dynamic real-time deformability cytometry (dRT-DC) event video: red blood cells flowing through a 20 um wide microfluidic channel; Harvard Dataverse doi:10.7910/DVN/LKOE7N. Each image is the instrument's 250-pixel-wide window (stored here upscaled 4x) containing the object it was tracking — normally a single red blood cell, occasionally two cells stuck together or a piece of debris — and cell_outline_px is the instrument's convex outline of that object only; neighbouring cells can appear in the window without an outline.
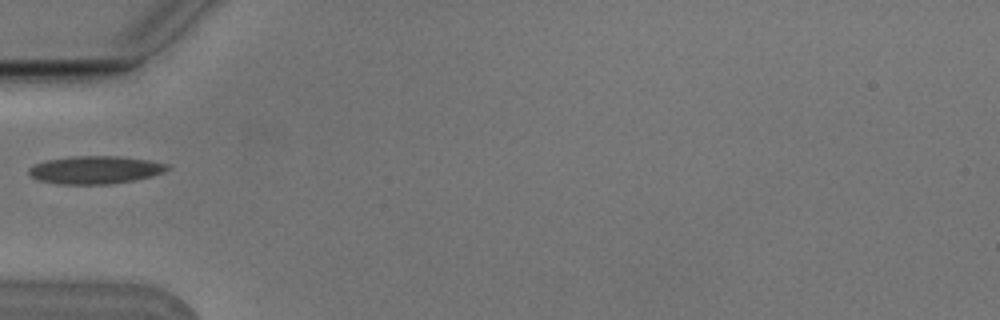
{"species": "Egyptian fruit bat (a non-hibernating species)", "species_latin": "Rousettus aegyptiacus", "temperature_condition": "cold", "stored_images_in_passage": 1, "camera_frame_rate_fps": 3000, "um_per_image_px": 0.085, "animal": {"sex": "male"}, "frame": {"image": 1, "passage_image": 1, "time_ms": 0.0, "image_size_px": [1000, 320], "cell_outline_px": [[172, 168], [164, 172], [152, 176], [136, 180], [108, 184], [60, 184], [36, 180], [28, 172], [28, 168], [36, 164], [48, 160], [76, 156], [120, 156], [148, 160], [172, 164]], "centroid_in_image_um": [8.17, 14.44], "position_along_channel_um": 76.8, "area_um2": 22.6}}